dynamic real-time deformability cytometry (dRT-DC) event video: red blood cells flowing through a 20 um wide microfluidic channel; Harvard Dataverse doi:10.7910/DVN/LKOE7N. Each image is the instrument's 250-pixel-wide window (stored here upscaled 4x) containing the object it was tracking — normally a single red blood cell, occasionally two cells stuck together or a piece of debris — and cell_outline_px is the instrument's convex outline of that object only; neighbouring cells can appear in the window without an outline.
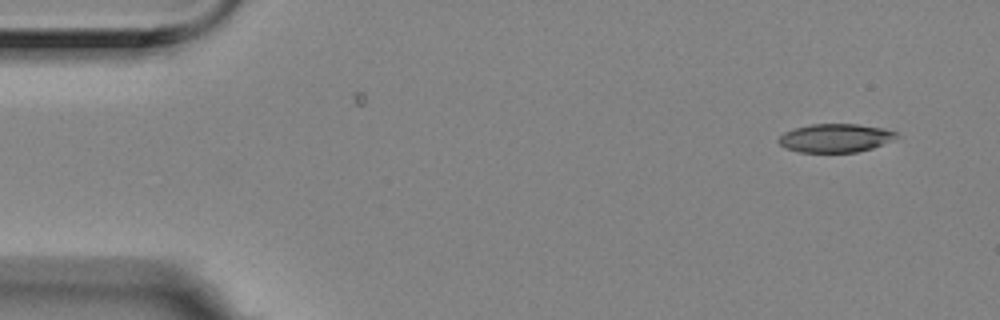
{"species": "Egyptian fruit bat (a non-hibernating species)", "species_latin": "Rousettus aegyptiacus", "temperature_condition": "room temperature", "stored_images_in_passage": 2, "camera_frame_rate_fps": 3000, "um_per_image_px": 0.085, "animal": {"sex": "female"}, "frame": {"image": 1, "passage_image": 2, "time_ms": 0.333, "image_size_px": [1000, 320], "cell_outline_px": [[896, 136], [872, 148], [856, 152], [800, 152], [784, 148], [776, 140], [784, 132], [796, 128], [812, 124], [856, 124], [884, 128], [896, 132]], "centroid_in_image_um": [70.93, 11.73], "position_along_channel_um": 14.1, "area_um2": 19.25}}